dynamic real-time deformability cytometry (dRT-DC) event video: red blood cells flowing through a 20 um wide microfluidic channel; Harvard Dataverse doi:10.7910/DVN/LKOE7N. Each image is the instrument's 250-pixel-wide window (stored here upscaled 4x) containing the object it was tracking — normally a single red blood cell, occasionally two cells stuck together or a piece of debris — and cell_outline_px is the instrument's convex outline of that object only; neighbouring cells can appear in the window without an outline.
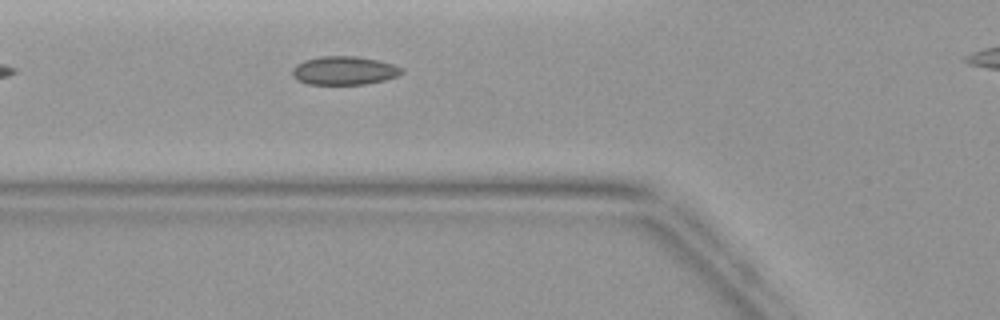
{"species": "common noctule bat (a hibernating species)", "species_latin": "Nyctalus noctula", "temperature_condition": "warm", "stored_images_in_passage": 4, "segment_of_instrument_passage": [1, 2], "camera_frame_rate_fps": 3000, "um_per_image_px": 0.085, "animal": {"sex": "female", "body_mass_g": 19.9}, "frame": {"image": 1, "passage_image": 3, "time_ms": 2.333, "image_size_px": [1000, 320], "cell_outline_px": [[404, 72], [396, 76], [384, 80], [364, 84], [308, 84], [296, 80], [292, 76], [292, 68], [296, 64], [304, 60], [320, 56], [356, 56], [380, 60], [404, 68]], "centroid_in_image_um": [29.24, 5.99], "position_along_channel_um": 96.6, "area_um2": 18.32}}